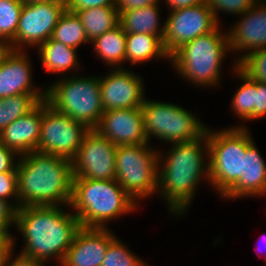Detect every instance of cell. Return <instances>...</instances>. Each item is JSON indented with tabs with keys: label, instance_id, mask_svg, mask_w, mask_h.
I'll use <instances>...</instances> for the list:
<instances>
[{
	"label": "cell",
	"instance_id": "ac0fdd59",
	"mask_svg": "<svg viewBox=\"0 0 266 266\" xmlns=\"http://www.w3.org/2000/svg\"><path fill=\"white\" fill-rule=\"evenodd\" d=\"M109 228H81L61 266H101L109 244L116 238Z\"/></svg>",
	"mask_w": 266,
	"mask_h": 266
},
{
	"label": "cell",
	"instance_id": "f546056e",
	"mask_svg": "<svg viewBox=\"0 0 266 266\" xmlns=\"http://www.w3.org/2000/svg\"><path fill=\"white\" fill-rule=\"evenodd\" d=\"M117 237L109 244L101 266H147ZM149 266V265H148Z\"/></svg>",
	"mask_w": 266,
	"mask_h": 266
},
{
	"label": "cell",
	"instance_id": "7c38bea8",
	"mask_svg": "<svg viewBox=\"0 0 266 266\" xmlns=\"http://www.w3.org/2000/svg\"><path fill=\"white\" fill-rule=\"evenodd\" d=\"M164 23L162 41L169 56L185 43L210 33L220 25L206 0L194 6L170 10Z\"/></svg>",
	"mask_w": 266,
	"mask_h": 266
},
{
	"label": "cell",
	"instance_id": "277c9868",
	"mask_svg": "<svg viewBox=\"0 0 266 266\" xmlns=\"http://www.w3.org/2000/svg\"><path fill=\"white\" fill-rule=\"evenodd\" d=\"M137 206L115 179L73 178L70 207L82 228L107 229V221L117 220Z\"/></svg>",
	"mask_w": 266,
	"mask_h": 266
},
{
	"label": "cell",
	"instance_id": "44dd1931",
	"mask_svg": "<svg viewBox=\"0 0 266 266\" xmlns=\"http://www.w3.org/2000/svg\"><path fill=\"white\" fill-rule=\"evenodd\" d=\"M37 51L40 56L41 64L47 72L60 73L63 75L66 71L78 70L79 60L77 59V49L69 47L59 41L51 38L42 43Z\"/></svg>",
	"mask_w": 266,
	"mask_h": 266
},
{
	"label": "cell",
	"instance_id": "d6a6232c",
	"mask_svg": "<svg viewBox=\"0 0 266 266\" xmlns=\"http://www.w3.org/2000/svg\"><path fill=\"white\" fill-rule=\"evenodd\" d=\"M0 198L9 202L16 210L19 208L17 172L0 173Z\"/></svg>",
	"mask_w": 266,
	"mask_h": 266
},
{
	"label": "cell",
	"instance_id": "7bdbcfd3",
	"mask_svg": "<svg viewBox=\"0 0 266 266\" xmlns=\"http://www.w3.org/2000/svg\"><path fill=\"white\" fill-rule=\"evenodd\" d=\"M23 3H42V2H50L53 0H21Z\"/></svg>",
	"mask_w": 266,
	"mask_h": 266
},
{
	"label": "cell",
	"instance_id": "f35d334b",
	"mask_svg": "<svg viewBox=\"0 0 266 266\" xmlns=\"http://www.w3.org/2000/svg\"><path fill=\"white\" fill-rule=\"evenodd\" d=\"M10 232L0 231V266H3L7 257L14 251V239Z\"/></svg>",
	"mask_w": 266,
	"mask_h": 266
},
{
	"label": "cell",
	"instance_id": "ab89813d",
	"mask_svg": "<svg viewBox=\"0 0 266 266\" xmlns=\"http://www.w3.org/2000/svg\"><path fill=\"white\" fill-rule=\"evenodd\" d=\"M13 252L7 257L6 262L3 266H44L45 264L32 260L30 258L24 257L20 254L15 256V259L12 256Z\"/></svg>",
	"mask_w": 266,
	"mask_h": 266
},
{
	"label": "cell",
	"instance_id": "d4e9b609",
	"mask_svg": "<svg viewBox=\"0 0 266 266\" xmlns=\"http://www.w3.org/2000/svg\"><path fill=\"white\" fill-rule=\"evenodd\" d=\"M74 13L84 26L90 43L119 24V15L115 6H99Z\"/></svg>",
	"mask_w": 266,
	"mask_h": 266
},
{
	"label": "cell",
	"instance_id": "5bb4252c",
	"mask_svg": "<svg viewBox=\"0 0 266 266\" xmlns=\"http://www.w3.org/2000/svg\"><path fill=\"white\" fill-rule=\"evenodd\" d=\"M104 111L141 107L145 100L143 79L133 71L115 68L99 77Z\"/></svg>",
	"mask_w": 266,
	"mask_h": 266
},
{
	"label": "cell",
	"instance_id": "ee69618b",
	"mask_svg": "<svg viewBox=\"0 0 266 266\" xmlns=\"http://www.w3.org/2000/svg\"><path fill=\"white\" fill-rule=\"evenodd\" d=\"M256 3L261 5H266V0H256Z\"/></svg>",
	"mask_w": 266,
	"mask_h": 266
},
{
	"label": "cell",
	"instance_id": "f1b7e54d",
	"mask_svg": "<svg viewBox=\"0 0 266 266\" xmlns=\"http://www.w3.org/2000/svg\"><path fill=\"white\" fill-rule=\"evenodd\" d=\"M23 5L21 0H0V40L7 46L16 36Z\"/></svg>",
	"mask_w": 266,
	"mask_h": 266
},
{
	"label": "cell",
	"instance_id": "8992f818",
	"mask_svg": "<svg viewBox=\"0 0 266 266\" xmlns=\"http://www.w3.org/2000/svg\"><path fill=\"white\" fill-rule=\"evenodd\" d=\"M73 76L51 83L46 88V100L59 112L95 130L104 112L99 76Z\"/></svg>",
	"mask_w": 266,
	"mask_h": 266
},
{
	"label": "cell",
	"instance_id": "3957f363",
	"mask_svg": "<svg viewBox=\"0 0 266 266\" xmlns=\"http://www.w3.org/2000/svg\"><path fill=\"white\" fill-rule=\"evenodd\" d=\"M18 197L21 206H67L73 187L72 161L33 151L17 162Z\"/></svg>",
	"mask_w": 266,
	"mask_h": 266
},
{
	"label": "cell",
	"instance_id": "5b68a950",
	"mask_svg": "<svg viewBox=\"0 0 266 266\" xmlns=\"http://www.w3.org/2000/svg\"><path fill=\"white\" fill-rule=\"evenodd\" d=\"M219 27L185 43L168 60L180 76L195 86L220 84L221 64L230 47L228 32L224 33Z\"/></svg>",
	"mask_w": 266,
	"mask_h": 266
},
{
	"label": "cell",
	"instance_id": "74e56055",
	"mask_svg": "<svg viewBox=\"0 0 266 266\" xmlns=\"http://www.w3.org/2000/svg\"><path fill=\"white\" fill-rule=\"evenodd\" d=\"M159 2L160 0H116L115 7L117 9L118 15L120 16L127 11L150 6L153 4H159Z\"/></svg>",
	"mask_w": 266,
	"mask_h": 266
},
{
	"label": "cell",
	"instance_id": "6da1fadb",
	"mask_svg": "<svg viewBox=\"0 0 266 266\" xmlns=\"http://www.w3.org/2000/svg\"><path fill=\"white\" fill-rule=\"evenodd\" d=\"M162 155L158 156L157 193H161L171 214L179 217L189 209L199 182L206 179L209 183L207 131L194 141L172 143Z\"/></svg>",
	"mask_w": 266,
	"mask_h": 266
},
{
	"label": "cell",
	"instance_id": "e575fe53",
	"mask_svg": "<svg viewBox=\"0 0 266 266\" xmlns=\"http://www.w3.org/2000/svg\"><path fill=\"white\" fill-rule=\"evenodd\" d=\"M15 157H19V155L14 150L0 143V173L17 172L18 159Z\"/></svg>",
	"mask_w": 266,
	"mask_h": 266
},
{
	"label": "cell",
	"instance_id": "484cf974",
	"mask_svg": "<svg viewBox=\"0 0 266 266\" xmlns=\"http://www.w3.org/2000/svg\"><path fill=\"white\" fill-rule=\"evenodd\" d=\"M46 94H20L0 99V133L3 129L21 116L32 111Z\"/></svg>",
	"mask_w": 266,
	"mask_h": 266
},
{
	"label": "cell",
	"instance_id": "9c48e42d",
	"mask_svg": "<svg viewBox=\"0 0 266 266\" xmlns=\"http://www.w3.org/2000/svg\"><path fill=\"white\" fill-rule=\"evenodd\" d=\"M141 108L149 143L152 136L167 143L194 141L208 128L196 115L177 104L145 98Z\"/></svg>",
	"mask_w": 266,
	"mask_h": 266
},
{
	"label": "cell",
	"instance_id": "9a60e30c",
	"mask_svg": "<svg viewBox=\"0 0 266 266\" xmlns=\"http://www.w3.org/2000/svg\"><path fill=\"white\" fill-rule=\"evenodd\" d=\"M95 130L116 146L149 143L141 107L104 111Z\"/></svg>",
	"mask_w": 266,
	"mask_h": 266
},
{
	"label": "cell",
	"instance_id": "1f68e13d",
	"mask_svg": "<svg viewBox=\"0 0 266 266\" xmlns=\"http://www.w3.org/2000/svg\"><path fill=\"white\" fill-rule=\"evenodd\" d=\"M206 2L219 23L218 12L222 11L241 16L254 6L256 0H206Z\"/></svg>",
	"mask_w": 266,
	"mask_h": 266
},
{
	"label": "cell",
	"instance_id": "603a6c76",
	"mask_svg": "<svg viewBox=\"0 0 266 266\" xmlns=\"http://www.w3.org/2000/svg\"><path fill=\"white\" fill-rule=\"evenodd\" d=\"M170 59L163 41L155 35L131 33L126 36L125 61L131 65L142 64L152 59Z\"/></svg>",
	"mask_w": 266,
	"mask_h": 266
},
{
	"label": "cell",
	"instance_id": "7a4b0ae2",
	"mask_svg": "<svg viewBox=\"0 0 266 266\" xmlns=\"http://www.w3.org/2000/svg\"><path fill=\"white\" fill-rule=\"evenodd\" d=\"M25 242L20 255L47 264L61 265L77 232L82 228L74 213L62 206H21L15 213V226Z\"/></svg>",
	"mask_w": 266,
	"mask_h": 266
},
{
	"label": "cell",
	"instance_id": "8d00e7d4",
	"mask_svg": "<svg viewBox=\"0 0 266 266\" xmlns=\"http://www.w3.org/2000/svg\"><path fill=\"white\" fill-rule=\"evenodd\" d=\"M266 116V83L256 82L254 120Z\"/></svg>",
	"mask_w": 266,
	"mask_h": 266
},
{
	"label": "cell",
	"instance_id": "d590c367",
	"mask_svg": "<svg viewBox=\"0 0 266 266\" xmlns=\"http://www.w3.org/2000/svg\"><path fill=\"white\" fill-rule=\"evenodd\" d=\"M16 209L6 200L0 198V231L10 232L9 228L15 226Z\"/></svg>",
	"mask_w": 266,
	"mask_h": 266
},
{
	"label": "cell",
	"instance_id": "60d3db41",
	"mask_svg": "<svg viewBox=\"0 0 266 266\" xmlns=\"http://www.w3.org/2000/svg\"><path fill=\"white\" fill-rule=\"evenodd\" d=\"M169 5L170 10L197 5L205 0H163Z\"/></svg>",
	"mask_w": 266,
	"mask_h": 266
},
{
	"label": "cell",
	"instance_id": "7402d4cb",
	"mask_svg": "<svg viewBox=\"0 0 266 266\" xmlns=\"http://www.w3.org/2000/svg\"><path fill=\"white\" fill-rule=\"evenodd\" d=\"M159 10V4H153L127 11L119 16V24L126 34L145 33L158 36L162 40L165 23L160 26Z\"/></svg>",
	"mask_w": 266,
	"mask_h": 266
},
{
	"label": "cell",
	"instance_id": "83f0119b",
	"mask_svg": "<svg viewBox=\"0 0 266 266\" xmlns=\"http://www.w3.org/2000/svg\"><path fill=\"white\" fill-rule=\"evenodd\" d=\"M233 68L234 72L232 73H235L243 84L240 85L232 98L231 110L238 115V118H242V121L254 120L256 81H252L244 75L237 68V64H234Z\"/></svg>",
	"mask_w": 266,
	"mask_h": 266
},
{
	"label": "cell",
	"instance_id": "cb8c5ba5",
	"mask_svg": "<svg viewBox=\"0 0 266 266\" xmlns=\"http://www.w3.org/2000/svg\"><path fill=\"white\" fill-rule=\"evenodd\" d=\"M126 36L120 24L91 42L95 54L109 66L121 68L125 62ZM118 66V67H117Z\"/></svg>",
	"mask_w": 266,
	"mask_h": 266
},
{
	"label": "cell",
	"instance_id": "ffe728a7",
	"mask_svg": "<svg viewBox=\"0 0 266 266\" xmlns=\"http://www.w3.org/2000/svg\"><path fill=\"white\" fill-rule=\"evenodd\" d=\"M43 116V100L28 114L7 125L0 133V143L19 156L37 151Z\"/></svg>",
	"mask_w": 266,
	"mask_h": 266
},
{
	"label": "cell",
	"instance_id": "d6986e66",
	"mask_svg": "<svg viewBox=\"0 0 266 266\" xmlns=\"http://www.w3.org/2000/svg\"><path fill=\"white\" fill-rule=\"evenodd\" d=\"M266 195V164L246 127V153L243 173L222 195L225 199Z\"/></svg>",
	"mask_w": 266,
	"mask_h": 266
},
{
	"label": "cell",
	"instance_id": "836d02e7",
	"mask_svg": "<svg viewBox=\"0 0 266 266\" xmlns=\"http://www.w3.org/2000/svg\"><path fill=\"white\" fill-rule=\"evenodd\" d=\"M116 0H66L67 11L72 13L99 6H115Z\"/></svg>",
	"mask_w": 266,
	"mask_h": 266
},
{
	"label": "cell",
	"instance_id": "e0dca14e",
	"mask_svg": "<svg viewBox=\"0 0 266 266\" xmlns=\"http://www.w3.org/2000/svg\"><path fill=\"white\" fill-rule=\"evenodd\" d=\"M24 50L8 48L0 59V99L20 94H46L32 83V68Z\"/></svg>",
	"mask_w": 266,
	"mask_h": 266
},
{
	"label": "cell",
	"instance_id": "2e32d148",
	"mask_svg": "<svg viewBox=\"0 0 266 266\" xmlns=\"http://www.w3.org/2000/svg\"><path fill=\"white\" fill-rule=\"evenodd\" d=\"M234 24L227 32L230 51L242 54L234 59L237 64L252 51L266 48V5L255 3Z\"/></svg>",
	"mask_w": 266,
	"mask_h": 266
},
{
	"label": "cell",
	"instance_id": "30bf717a",
	"mask_svg": "<svg viewBox=\"0 0 266 266\" xmlns=\"http://www.w3.org/2000/svg\"><path fill=\"white\" fill-rule=\"evenodd\" d=\"M90 131L43 100V116L37 151L73 160Z\"/></svg>",
	"mask_w": 266,
	"mask_h": 266
},
{
	"label": "cell",
	"instance_id": "b9f144b4",
	"mask_svg": "<svg viewBox=\"0 0 266 266\" xmlns=\"http://www.w3.org/2000/svg\"><path fill=\"white\" fill-rule=\"evenodd\" d=\"M7 49L8 46L2 40H0V59L2 58L3 54Z\"/></svg>",
	"mask_w": 266,
	"mask_h": 266
},
{
	"label": "cell",
	"instance_id": "ba28073f",
	"mask_svg": "<svg viewBox=\"0 0 266 266\" xmlns=\"http://www.w3.org/2000/svg\"><path fill=\"white\" fill-rule=\"evenodd\" d=\"M153 147L146 143L116 148L115 180L137 204L157 194L159 150Z\"/></svg>",
	"mask_w": 266,
	"mask_h": 266
},
{
	"label": "cell",
	"instance_id": "4dcf8cb0",
	"mask_svg": "<svg viewBox=\"0 0 266 266\" xmlns=\"http://www.w3.org/2000/svg\"><path fill=\"white\" fill-rule=\"evenodd\" d=\"M237 68L250 80L266 83V48L244 56L237 63Z\"/></svg>",
	"mask_w": 266,
	"mask_h": 266
},
{
	"label": "cell",
	"instance_id": "4fadbf2b",
	"mask_svg": "<svg viewBox=\"0 0 266 266\" xmlns=\"http://www.w3.org/2000/svg\"><path fill=\"white\" fill-rule=\"evenodd\" d=\"M116 148V145L96 130H90L72 160L73 178L114 180Z\"/></svg>",
	"mask_w": 266,
	"mask_h": 266
},
{
	"label": "cell",
	"instance_id": "4316f807",
	"mask_svg": "<svg viewBox=\"0 0 266 266\" xmlns=\"http://www.w3.org/2000/svg\"><path fill=\"white\" fill-rule=\"evenodd\" d=\"M51 39L75 49L81 44L90 43L78 16L67 10L55 26Z\"/></svg>",
	"mask_w": 266,
	"mask_h": 266
},
{
	"label": "cell",
	"instance_id": "8fae6325",
	"mask_svg": "<svg viewBox=\"0 0 266 266\" xmlns=\"http://www.w3.org/2000/svg\"><path fill=\"white\" fill-rule=\"evenodd\" d=\"M66 10L64 0L24 3L16 36L8 48L25 50V46L28 48L35 46L37 49L51 38L55 26Z\"/></svg>",
	"mask_w": 266,
	"mask_h": 266
},
{
	"label": "cell",
	"instance_id": "52a82bcc",
	"mask_svg": "<svg viewBox=\"0 0 266 266\" xmlns=\"http://www.w3.org/2000/svg\"><path fill=\"white\" fill-rule=\"evenodd\" d=\"M209 185L222 196L243 173L246 153V126L218 131L207 128Z\"/></svg>",
	"mask_w": 266,
	"mask_h": 266
}]
</instances>
